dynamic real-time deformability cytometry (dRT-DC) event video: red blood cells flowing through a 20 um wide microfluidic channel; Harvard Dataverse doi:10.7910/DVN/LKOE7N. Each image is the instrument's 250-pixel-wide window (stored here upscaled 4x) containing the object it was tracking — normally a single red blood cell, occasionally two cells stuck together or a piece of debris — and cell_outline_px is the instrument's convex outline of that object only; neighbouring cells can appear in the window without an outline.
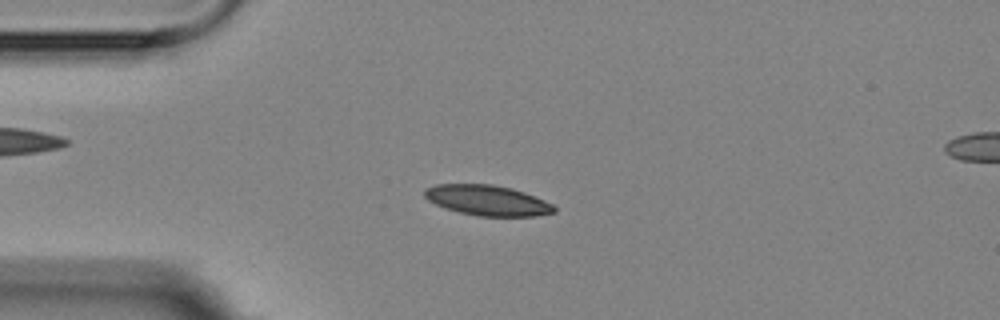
{"species": "Egyptian fruit bat (a non-hibernating species)", "species_latin": "Rousettus aegyptiacus", "temperature_condition": "room temperature", "stored_images_in_passage": 4, "camera_frame_rate_fps": 3000, "um_per_image_px": 0.085, "animal": {"sex": "female"}, "frame": {"image": 1, "passage_image": 3, "time_ms": 3.0, "image_size_px": [1000, 320], "cell_outline_px": [[556, 212], [536, 216], [480, 216], [460, 212], [436, 204], [428, 200], [424, 196], [424, 188], [436, 184], [492, 184], [512, 188], [524, 192], [544, 200], [552, 204], [556, 208]], "centroid_in_image_um": [41.44, 17.02], "position_along_channel_um": 43.6, "area_um2": 22.83}}